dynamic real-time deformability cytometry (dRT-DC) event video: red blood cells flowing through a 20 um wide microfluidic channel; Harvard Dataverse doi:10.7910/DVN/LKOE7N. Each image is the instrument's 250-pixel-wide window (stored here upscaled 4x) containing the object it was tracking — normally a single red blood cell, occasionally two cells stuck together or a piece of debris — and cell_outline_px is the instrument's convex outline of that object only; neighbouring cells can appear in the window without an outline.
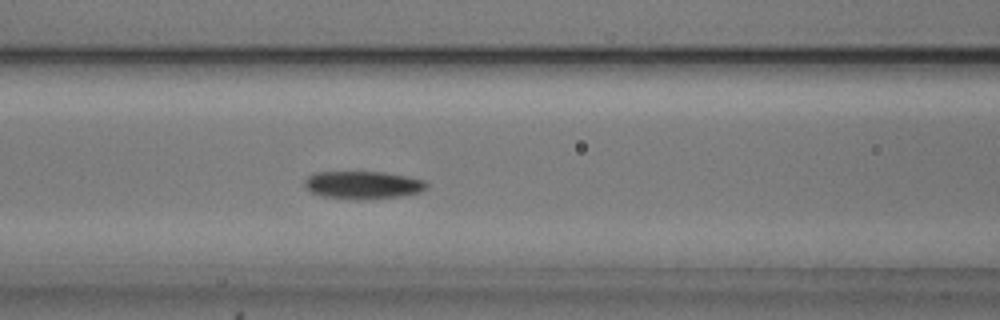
{"species": "common noctule bat (a hibernating species)", "species_latin": "Nyctalus noctula", "temperature_condition": "cold", "stored_images_in_passage": 40, "camera_frame_rate_fps": 3000, "um_per_image_px": 0.085, "animal": {"sex": "male", "body_mass_g": 20.5, "forearm_length_mm": 52.5}, "frame": {"image": 1, "passage_image": 22, "time_ms": 7.0, "image_size_px": [1000, 320], "cell_outline_px": [[428, 188], [420, 192], [404, 196], [324, 196], [312, 192], [304, 184], [304, 180], [312, 172], [384, 172], [424, 180], [428, 184]], "centroid_in_image_um": [30.88, 15.66], "position_along_channel_um": 135.7, "area_um2": 18.61}}
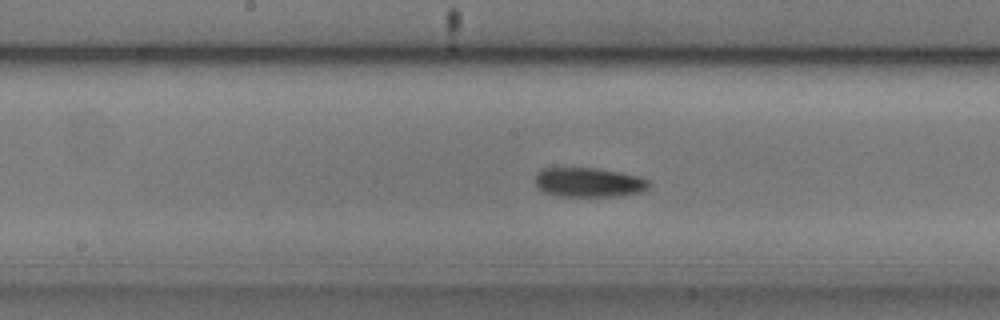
{"frame": {"image": 2, "passage_image": 27, "time_ms": 8.667, "image_size_px": [1000, 320], "cell_outline_px": [[652, 184], [644, 192], [616, 196], [556, 196], [544, 192], [536, 184], [536, 172], [540, 168], [600, 168], [640, 176], [648, 180]], "centroid_in_image_um": [50.08, 15.49], "position_along_channel_um": 198.1, "area_um2": 19.77}}